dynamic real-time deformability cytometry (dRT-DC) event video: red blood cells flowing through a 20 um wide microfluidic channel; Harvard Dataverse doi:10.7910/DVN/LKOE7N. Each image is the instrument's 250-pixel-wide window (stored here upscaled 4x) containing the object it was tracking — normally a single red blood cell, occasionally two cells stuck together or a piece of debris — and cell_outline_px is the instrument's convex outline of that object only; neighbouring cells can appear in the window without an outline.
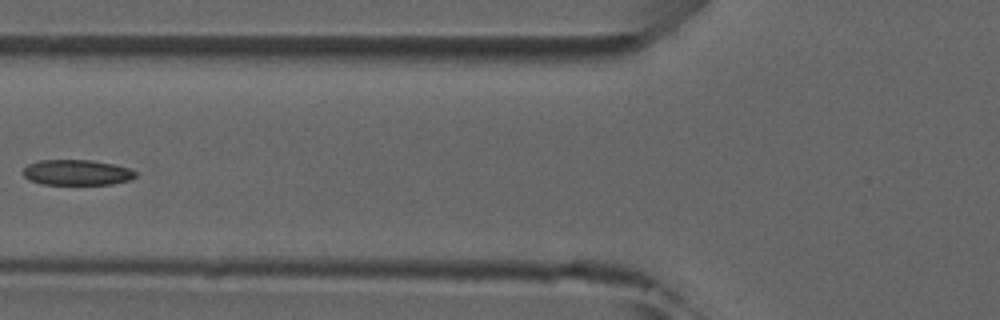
{"species": "common noctule bat (a hibernating species)", "species_latin": "Nyctalus noctula", "temperature_condition": "room temperature", "stored_images_in_passage": 5, "camera_frame_rate_fps": 3000, "um_per_image_px": 0.085, "animal": {"sex": "male", "forearm_length_mm": 52.5}, "frame": {"image": 1, "passage_image": 3, "time_ms": 3.333, "image_size_px": [1000, 320], "cell_outline_px": [[136, 176], [132, 180], [112, 184], [44, 184], [28, 180], [20, 172], [28, 164], [40, 160], [92, 160], [112, 164], [128, 168], [136, 172]], "centroid_in_image_um": [6.51, 14.66], "position_along_channel_um": 119.3, "area_um2": 16.76}}
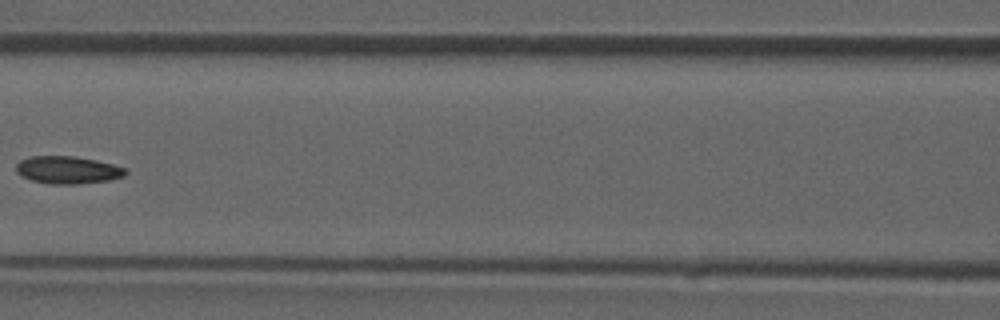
{"frame": {"image": 2, "passage_image": 4, "time_ms": 4.333, "image_size_px": [1000, 320], "cell_outline_px": [[128, 172], [124, 176], [108, 180], [80, 184], [52, 184], [32, 180], [20, 176], [16, 172], [16, 164], [20, 160], [28, 156], [76, 156], [96, 160], [128, 168]], "centroid_in_image_um": [5.75, 14.44], "position_along_channel_um": 160.8, "area_um2": 17.74}}